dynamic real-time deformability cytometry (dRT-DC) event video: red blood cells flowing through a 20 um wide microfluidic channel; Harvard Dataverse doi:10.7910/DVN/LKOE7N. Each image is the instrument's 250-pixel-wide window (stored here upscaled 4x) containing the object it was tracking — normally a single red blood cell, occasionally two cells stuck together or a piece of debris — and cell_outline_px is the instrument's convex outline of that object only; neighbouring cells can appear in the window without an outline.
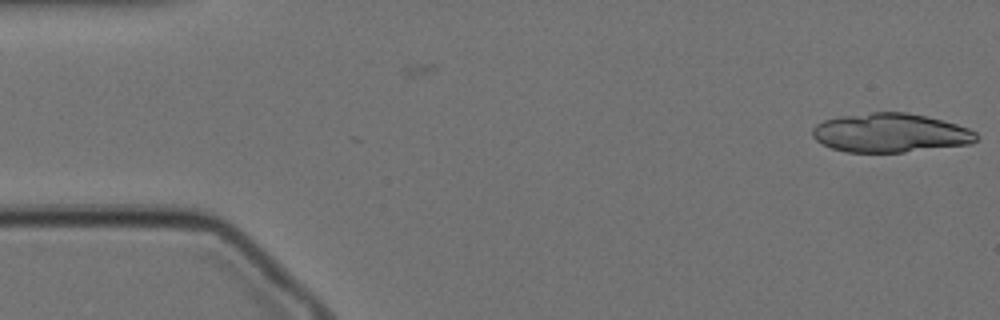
{"species": "Egyptian fruit bat (a non-hibernating species)", "species_latin": "Rousettus aegyptiacus", "temperature_condition": "cold", "stored_images_in_passage": 7, "camera_frame_rate_fps": 3000, "um_per_image_px": 0.085, "animal": {"sex": "female"}, "frame": {"image": 1, "passage_image": 7, "time_ms": 2.0, "image_size_px": [1000, 320], "cell_outline_px": [[976, 140], [972, 144], [904, 152], [844, 152], [832, 148], [816, 140], [812, 136], [812, 128], [816, 124], [824, 120], [840, 116], [872, 112], [908, 112], [956, 124], [968, 128], [976, 132]], "centroid_in_image_um": [75.66, 11.3], "position_along_channel_um": 9.3, "area_um2": 37.17}}